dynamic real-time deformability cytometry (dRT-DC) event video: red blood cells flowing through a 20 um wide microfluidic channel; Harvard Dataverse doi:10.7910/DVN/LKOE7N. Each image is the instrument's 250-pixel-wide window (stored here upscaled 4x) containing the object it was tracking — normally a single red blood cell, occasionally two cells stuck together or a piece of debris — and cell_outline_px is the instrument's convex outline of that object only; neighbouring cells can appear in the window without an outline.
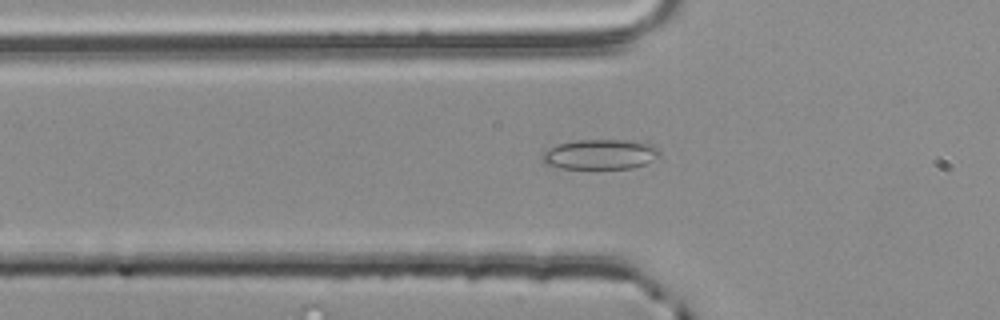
{"species": "common noctule bat (a hibernating species)", "species_latin": "Nyctalus noctula", "temperature_condition": "room temperature", "stored_images_in_passage": 38, "camera_frame_rate_fps": 3000, "um_per_image_px": 0.085, "animal": {"sex": "male", "body_mass_g": 20.4}, "frame": {"image": 1, "passage_image": 2, "time_ms": 0.333, "image_size_px": [1000, 320], "cell_outline_px": [[660, 156], [644, 164], [632, 168], [560, 168], [544, 164], [540, 160], [540, 156], [548, 148], [556, 144], [576, 140], [632, 140], [652, 144], [660, 152]], "centroid_in_image_um": [50.97, 13.11], "position_along_channel_um": 74.8, "area_um2": 20.69}}
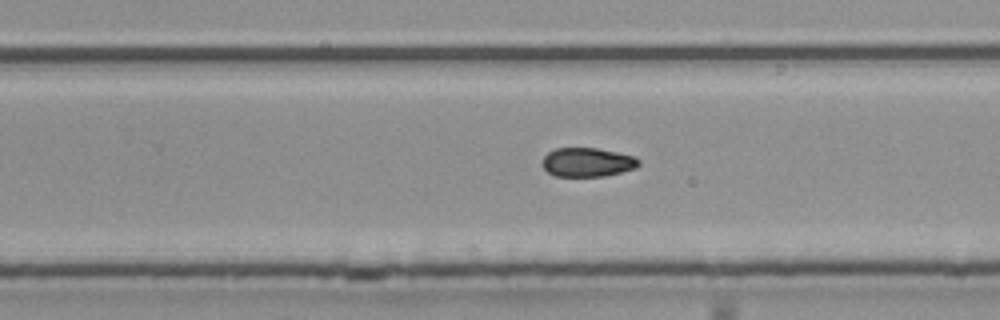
{"frame": {"image": 2, "passage_image": 18, "time_ms": 5.667, "image_size_px": [1000, 320], "cell_outline_px": [[640, 164], [636, 168], [604, 176], [556, 176], [548, 172], [544, 168], [544, 156], [548, 152], [556, 148], [596, 148], [616, 152], [632, 156], [640, 160]], "centroid_in_image_um": [49.94, 13.79], "position_along_channel_um": 279.9, "area_um2": 16.07}}
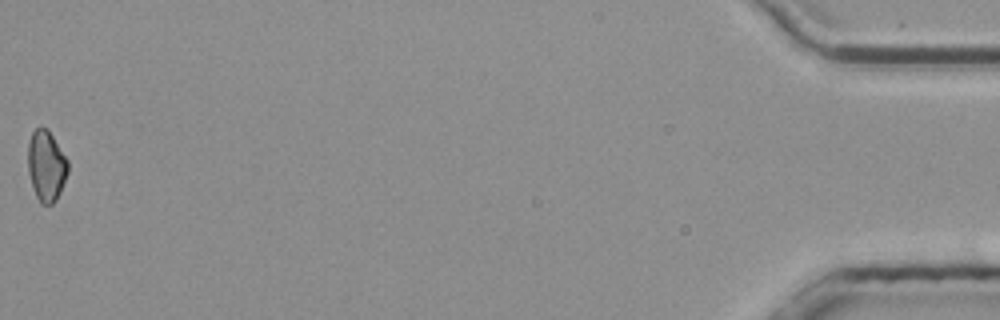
{"frame": {"image": 3, "passage_image": 38, "time_ms": 12.333, "image_size_px": [1000, 320], "cell_outline_px": [[68, 172], [60, 192], [56, 200], [52, 204], [40, 204], [32, 188], [28, 172], [28, 144], [32, 132], [36, 128], [48, 128], [68, 160]], "centroid_in_image_um": [3.93, 14.1], "position_along_channel_um": 431.3, "area_um2": 16.59}, "authors_computed_cell_mechanics": {"area_um2": 16.762, "velocity_mm_per_s": 3.8383, "shape_relaxation_time_tau1_ms": 4.9916, "shape_relaxation_time_tau2_ms": null, "deformation_change_tau1": 0.089, "deformation_change_tau2": null}}